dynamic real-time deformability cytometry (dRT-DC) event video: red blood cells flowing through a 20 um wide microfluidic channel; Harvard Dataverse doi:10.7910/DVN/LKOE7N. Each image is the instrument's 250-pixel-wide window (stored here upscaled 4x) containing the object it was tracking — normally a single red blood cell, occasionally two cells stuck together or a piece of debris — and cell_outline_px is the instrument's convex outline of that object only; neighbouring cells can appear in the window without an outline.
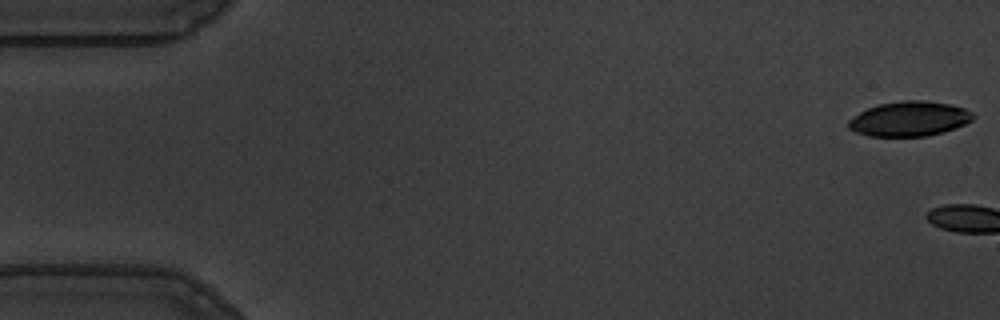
{"species": "common noctule bat (a hibernating species)", "species_latin": "Nyctalus noctula", "temperature_condition": "warm", "stored_images_in_passage": 4, "camera_frame_rate_fps": 3000, "um_per_image_px": 0.085, "animal": {"sex": "male", "body_mass_g": 19.5, "forearm_length_mm": 54.6}, "frame": {"image": 1, "passage_image": 1, "time_ms": 0.0, "image_size_px": [1000, 320], "cell_outline_px": [[976, 116], [972, 120], [964, 124], [928, 136], [868, 136], [856, 132], [848, 128], [848, 120], [860, 112], [868, 108], [880, 104], [900, 100], [924, 100], [948, 104], [964, 108], [972, 112]], "centroid_in_image_um": [77.28, 10.09], "position_along_channel_um": 7.7, "area_um2": 25.09}}